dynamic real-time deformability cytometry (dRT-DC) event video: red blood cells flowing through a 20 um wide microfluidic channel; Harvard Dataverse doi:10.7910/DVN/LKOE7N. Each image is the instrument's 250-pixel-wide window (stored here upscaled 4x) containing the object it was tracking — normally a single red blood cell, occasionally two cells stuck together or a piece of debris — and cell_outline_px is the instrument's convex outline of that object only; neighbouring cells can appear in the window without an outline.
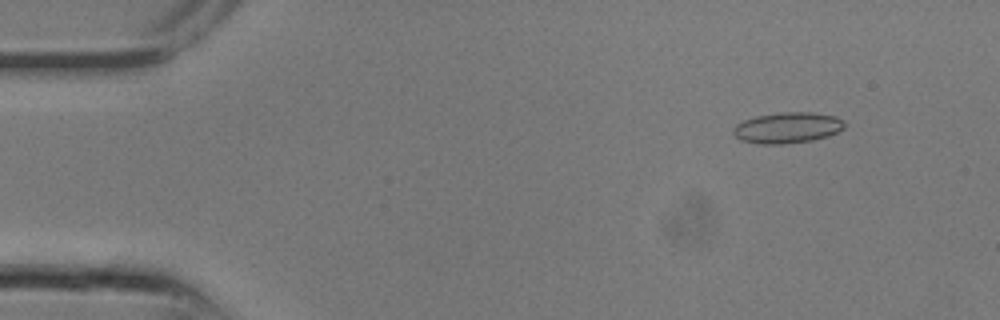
{"species": "common noctule bat (a hibernating species)", "species_latin": "Nyctalus noctula", "temperature_condition": "room temperature", "stored_images_in_passage": 16, "camera_frame_rate_fps": 3000, "um_per_image_px": 0.085, "animal": {"sex": "male", "body_mass_g": 13.3}, "frame": {"image": 1, "passage_image": 2, "time_ms": 0.333, "image_size_px": [1000, 320], "cell_outline_px": [[844, 128], [828, 136], [812, 140], [780, 144], [760, 144], [740, 140], [732, 132], [732, 128], [736, 124], [744, 120], [756, 116], [780, 112], [812, 112], [836, 116], [844, 120]], "centroid_in_image_um": [66.92, 10.85], "position_along_channel_um": 18.1, "area_um2": 20.06}}
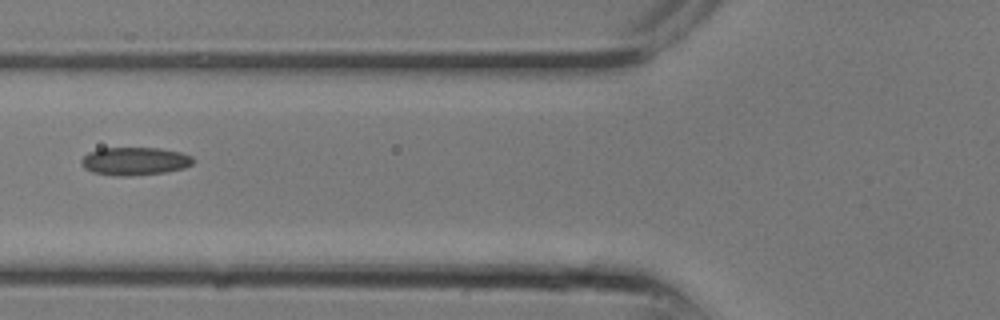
{"frame": {"image": 2, "passage_image": 9, "time_ms": 2.667, "image_size_px": [1000, 320], "cell_outline_px": [[196, 160], [192, 164], [184, 168], [164, 172], [128, 176], [116, 176], [92, 172], [84, 168], [80, 164], [80, 160], [88, 152], [100, 148], [160, 148], [180, 152], [192, 156]], "centroid_in_image_um": [11.44, 13.7], "position_along_channel_um": 114.4, "area_um2": 18.38}}
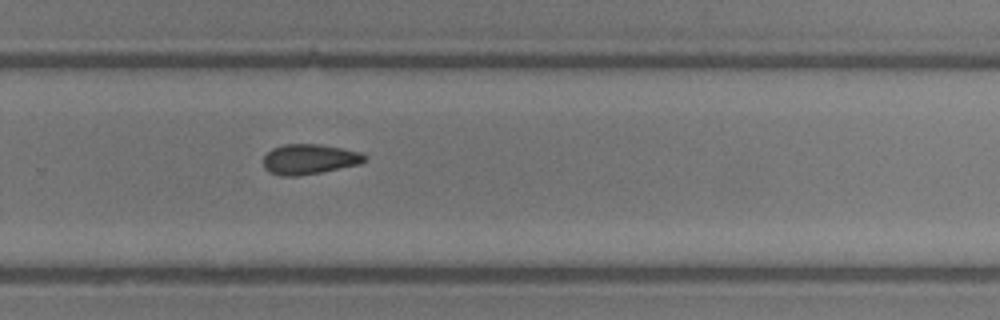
{"frame": {"image": 3, "passage_image": 16, "time_ms": 5.0, "image_size_px": [1000, 320], "cell_outline_px": [[368, 160], [360, 164], [300, 176], [280, 176], [268, 172], [264, 168], [264, 156], [272, 148], [284, 144], [320, 144], [360, 152], [368, 156]], "centroid_in_image_um": [26.3, 13.54], "position_along_channel_um": 303.5, "area_um2": 17.92}}